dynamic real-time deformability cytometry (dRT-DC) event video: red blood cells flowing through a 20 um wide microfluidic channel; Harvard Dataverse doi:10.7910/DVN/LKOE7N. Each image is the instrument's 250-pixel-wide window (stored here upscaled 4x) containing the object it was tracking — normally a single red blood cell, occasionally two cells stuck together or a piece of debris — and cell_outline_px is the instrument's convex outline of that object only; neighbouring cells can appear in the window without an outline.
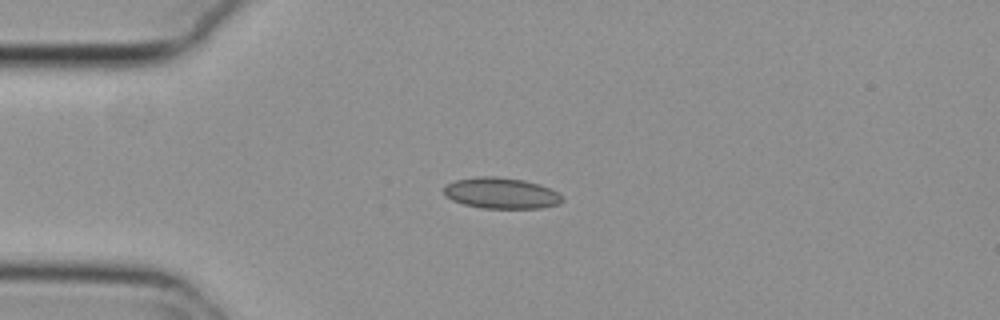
{"species": "common noctule bat (a hibernating species)", "species_latin": "Nyctalus noctula", "temperature_condition": "cold", "stored_images_in_passage": 43, "camera_frame_rate_fps": 3000, "um_per_image_px": 0.085, "animal": {"sex": "female", "body_mass_g": 29.2, "forearm_length_mm": 56.3}, "frame": {"image": 1, "passage_image": 1, "time_ms": 0.0, "image_size_px": [1000, 320], "cell_outline_px": [[564, 200], [560, 204], [540, 208], [480, 208], [464, 204], [452, 200], [444, 196], [444, 184], [456, 180], [476, 176], [496, 176], [524, 180], [540, 184], [564, 196]], "centroid_in_image_um": [42.59, 16.41], "position_along_channel_um": 42.4, "area_um2": 21.62}}
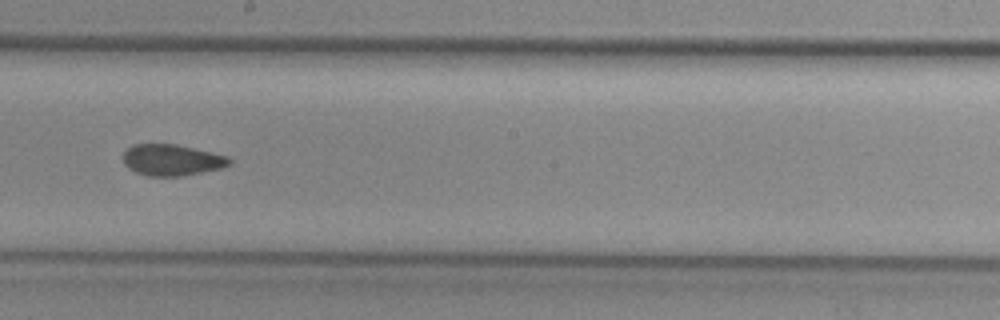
{"frame": {"image": 2, "passage_image": 18, "time_ms": 5.667, "image_size_px": [1000, 320], "cell_outline_px": [[232, 164], [220, 168], [180, 176], [148, 176], [136, 172], [128, 168], [124, 164], [124, 152], [132, 144], [176, 144], [228, 156], [232, 160]], "centroid_in_image_um": [14.6, 13.59], "position_along_channel_um": 233.6, "area_um2": 19.25}}
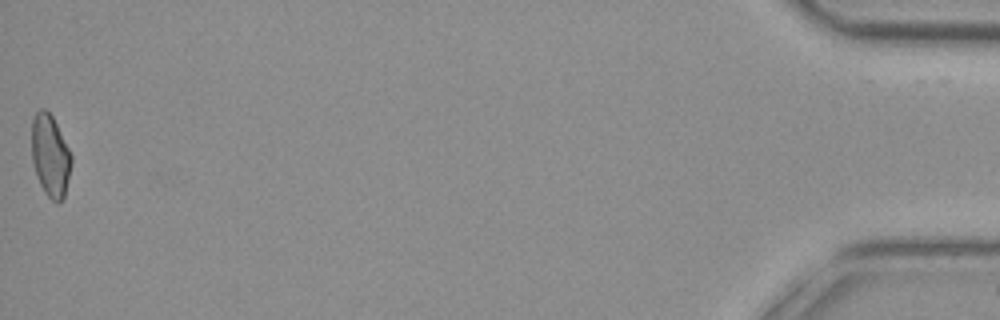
{"frame": {"image": 3, "passage_image": 42, "time_ms": 13.667, "image_size_px": [1000, 320], "cell_outline_px": [[72, 160], [64, 196], [60, 204], [56, 204], [44, 192], [36, 176], [32, 160], [32, 120], [36, 112], [40, 108], [44, 108], [52, 116], [72, 156]], "centroid_in_image_um": [4.26, 13.26], "position_along_channel_um": 430.9, "area_um2": 18.84}, "authors_computed_cell_mechanics": {"area_um2": 19.7098, "velocity_mm_per_s": 3.7785, "shape_relaxation_time_tau1_ms": null, "shape_relaxation_time_tau2_ms": 3.2402, "deformation_change_tau1": null, "deformation_change_tau2": 0.0733}}